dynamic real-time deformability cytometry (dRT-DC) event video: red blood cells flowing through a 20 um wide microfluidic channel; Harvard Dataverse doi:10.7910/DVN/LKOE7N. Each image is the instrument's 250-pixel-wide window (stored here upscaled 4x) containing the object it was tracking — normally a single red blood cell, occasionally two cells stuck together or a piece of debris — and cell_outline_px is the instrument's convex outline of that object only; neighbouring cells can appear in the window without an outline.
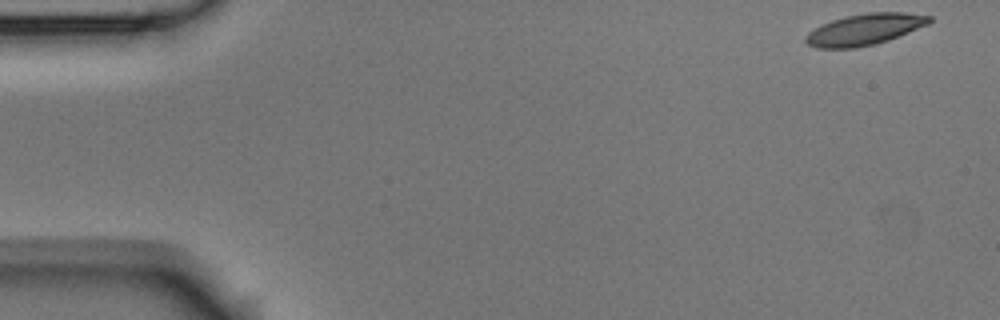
{"species": "Egyptian fruit bat (a non-hibernating species)", "species_latin": "Rousettus aegyptiacus", "temperature_condition": "room temperature", "stored_images_in_passage": 5, "camera_frame_rate_fps": 3000, "um_per_image_px": 0.085, "animal": {"sex": "male"}, "frame": {"image": 1, "passage_image": 1, "time_ms": 0.0, "image_size_px": [1000, 320], "cell_outline_px": [[932, 20], [928, 24], [888, 40], [876, 44], [856, 48], [816, 48], [808, 44], [804, 40], [804, 36], [808, 32], [832, 20], [844, 16], [868, 12], [904, 12], [932, 16]], "centroid_in_image_um": [73.48, 2.5], "position_along_channel_um": 11.5, "area_um2": 22.48}}
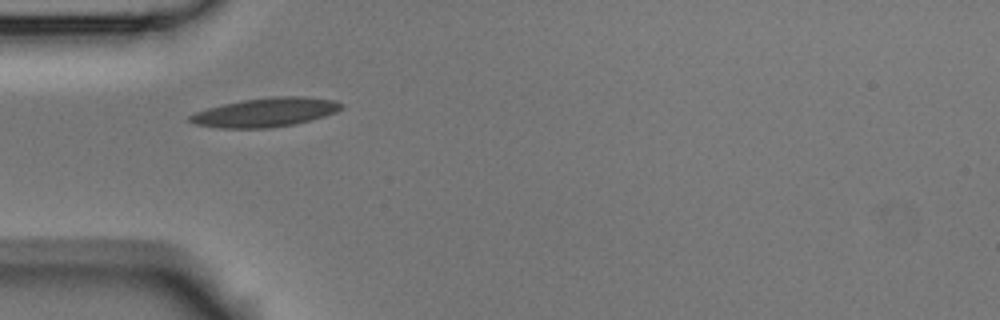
{"frame": {"image": 2, "passage_image": 4, "time_ms": 1.0, "image_size_px": [1000, 320], "cell_outline_px": [[344, 104], [336, 112], [324, 116], [292, 124], [268, 128], [220, 128], [196, 124], [188, 120], [188, 116], [196, 112], [208, 108], [224, 104], [244, 100], [272, 96], [304, 96], [332, 100]], "centroid_in_image_um": [22.55, 9.54], "position_along_channel_um": 62.5, "area_um2": 25.2}}
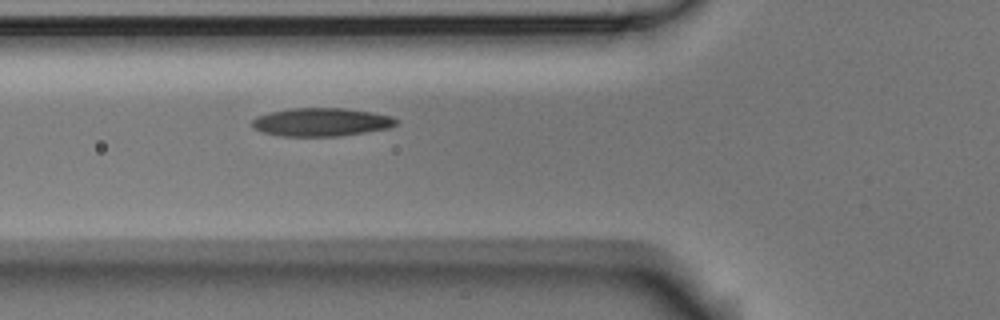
{"frame": {"image": 3, "passage_image": 5, "time_ms": 1.333, "image_size_px": [1000, 320], "cell_outline_px": [[400, 120], [396, 124], [388, 128], [340, 136], [280, 136], [260, 132], [252, 128], [252, 120], [256, 116], [268, 112], [292, 108], [344, 108], [372, 112], [392, 116]], "centroid_in_image_um": [27.27, 10.37], "position_along_channel_um": 98.5, "area_um2": 23.93}}